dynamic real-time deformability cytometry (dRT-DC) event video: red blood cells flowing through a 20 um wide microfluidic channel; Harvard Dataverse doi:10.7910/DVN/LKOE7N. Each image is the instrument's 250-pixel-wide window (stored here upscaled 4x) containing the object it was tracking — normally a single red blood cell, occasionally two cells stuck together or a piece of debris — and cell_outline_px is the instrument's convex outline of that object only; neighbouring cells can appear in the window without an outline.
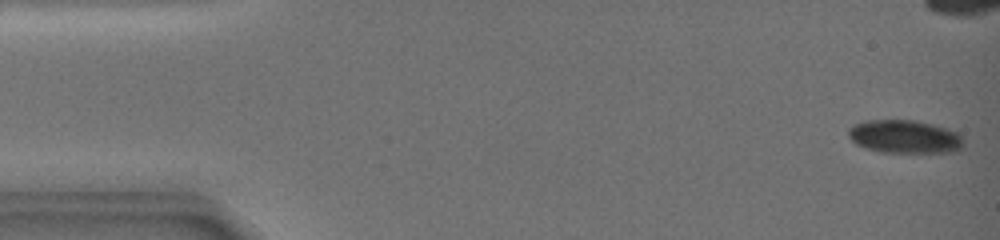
{"species": "common noctule bat (a hibernating species)", "species_latin": "Nyctalus noctula", "temperature_condition": "warm", "stored_images_in_passage": 39, "camera_frame_rate_fps": 3000, "um_per_image_px": 0.085, "animal": {"sex": "female", "body_mass_g": 19.0, "forearm_length_mm": 51.5}, "frame": {"image": 1, "passage_image": 1, "time_ms": 0.0, "image_size_px": [1000, 240], "cell_outline_px": [[964, 144], [956, 152], [880, 152], [856, 144], [848, 136], [848, 128], [852, 124], [864, 120], [916, 120], [948, 128], [956, 132], [964, 140]], "centroid_in_image_um": [76.88, 11.6], "position_along_channel_um": 8.1, "area_um2": 22.43}}
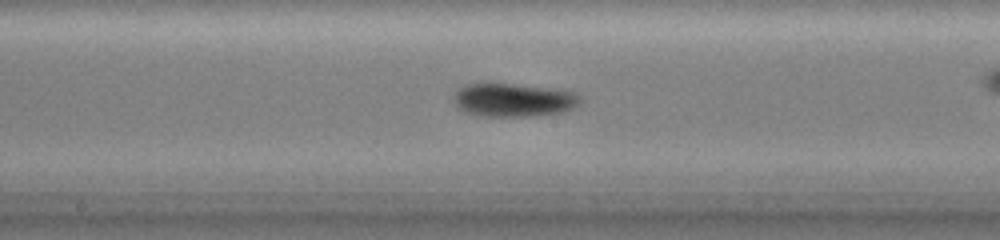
{"frame": {"image": 2, "passage_image": 19, "time_ms": 10.0, "image_size_px": [1000, 240], "cell_outline_px": [[576, 104], [572, 108], [560, 112], [536, 116], [480, 116], [468, 112], [460, 108], [456, 104], [456, 92], [460, 88], [472, 84], [504, 84], [568, 92], [576, 96]], "centroid_in_image_um": [43.55, 8.54], "position_along_channel_um": 204.6, "area_um2": 23.0}}
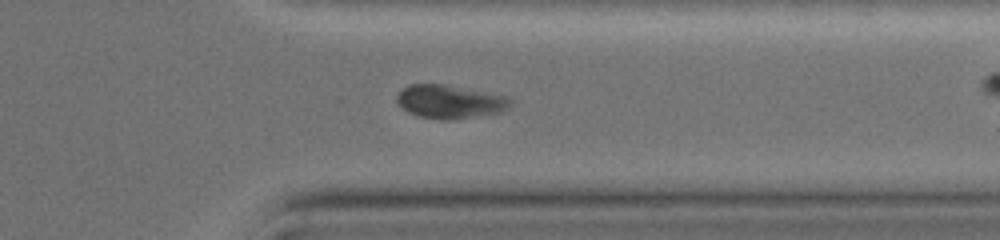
{"frame": {"image": 3, "passage_image": 30, "time_ms": 15.0, "image_size_px": [1000, 240], "cell_outline_px": [[512, 100], [508, 108], [500, 112], [448, 120], [436, 120], [416, 116], [408, 112], [400, 104], [400, 92], [404, 88], [412, 84], [440, 84], [500, 96]], "centroid_in_image_um": [38.2, 8.67], "position_along_channel_um": 373.2, "area_um2": 21.15}, "authors_computed_cell_mechanics": {"area_um2": 22.4264, "velocity_mm_per_s": 3.3483, "shape_relaxation_time_tau1_ms": 1.9385, "shape_relaxation_time_tau2_ms": null, "deformation_change_tau1": 0.0999, "deformation_change_tau2": null}}